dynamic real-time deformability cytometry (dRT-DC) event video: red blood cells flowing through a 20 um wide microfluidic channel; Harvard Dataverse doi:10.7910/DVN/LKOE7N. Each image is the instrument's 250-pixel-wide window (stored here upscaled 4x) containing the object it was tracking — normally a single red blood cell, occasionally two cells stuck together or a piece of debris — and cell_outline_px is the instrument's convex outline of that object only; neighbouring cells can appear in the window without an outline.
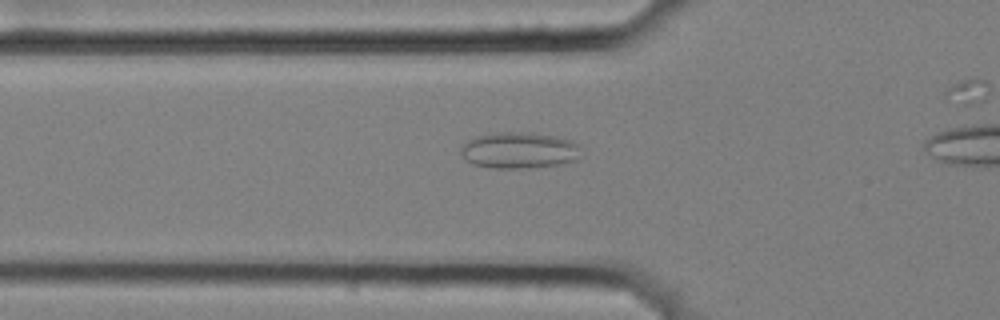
{"species": "common noctule bat (a hibernating species)", "species_latin": "Nyctalus noctula", "temperature_condition": "cold", "stored_images_in_passage": 40, "camera_frame_rate_fps": 3000, "um_per_image_px": 0.085, "animal": {"sex": "female", "body_mass_g": 25.1}, "frame": {"image": 1, "passage_image": 13, "time_ms": 4.0, "image_size_px": [1000, 320], "cell_outline_px": [[580, 144], [576, 160], [560, 164], [528, 168], [492, 168], [472, 164], [464, 160], [460, 152], [460, 148], [468, 140], [476, 136], [496, 132], [528, 132], [556, 136], [572, 140]], "centroid_in_image_um": [44.09, 12.77], "position_along_channel_um": 81.7, "area_um2": 25.61}}
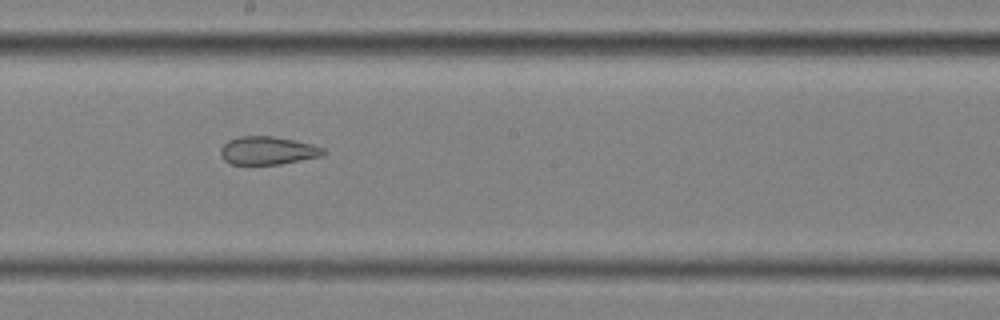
{"frame": {"image": 2, "passage_image": 25, "time_ms": 8.0, "image_size_px": [1000, 320], "cell_outline_px": [[328, 152], [324, 156], [280, 164], [228, 164], [220, 156], [220, 148], [228, 140], [240, 136], [272, 136], [312, 144], [324, 148]], "centroid_in_image_um": [22.76, 12.8], "position_along_channel_um": 225.4, "area_um2": 16.99}}
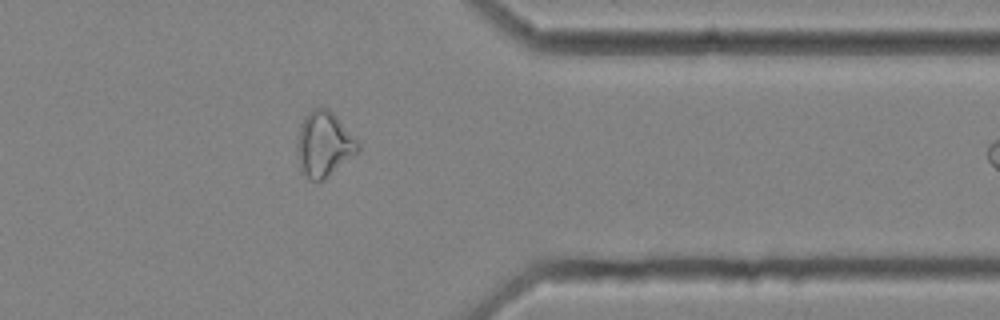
{"frame": {"image": 3, "passage_image": 39, "time_ms": 12.667, "image_size_px": [1000, 320], "cell_outline_px": [[360, 148], [356, 152], [324, 180], [308, 180], [300, 168], [296, 156], [296, 144], [300, 124], [304, 116], [312, 108], [328, 108], [360, 140]], "centroid_in_image_um": [27.52, 12.24], "position_along_channel_um": 383.9, "area_um2": 23.29}}